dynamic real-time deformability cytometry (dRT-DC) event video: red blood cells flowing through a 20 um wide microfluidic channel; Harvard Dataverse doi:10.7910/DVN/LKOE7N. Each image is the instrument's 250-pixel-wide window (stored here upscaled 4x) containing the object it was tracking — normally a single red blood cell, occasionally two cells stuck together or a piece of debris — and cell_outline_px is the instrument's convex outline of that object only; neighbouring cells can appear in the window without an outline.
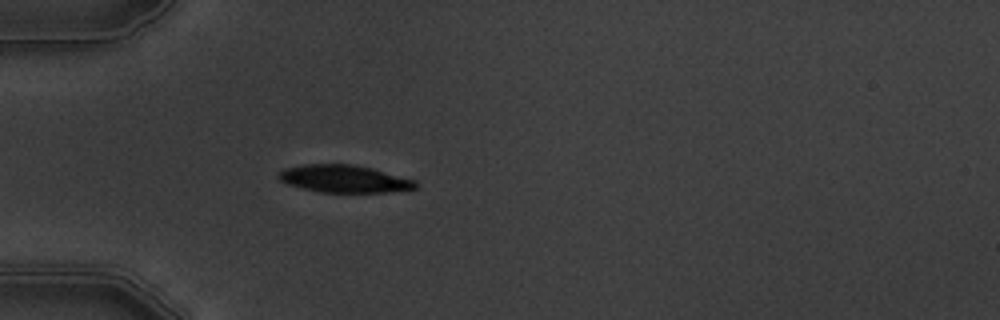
{"species": "common noctule bat (a hibernating species)", "species_latin": "Nyctalus noctula", "temperature_condition": "warm", "stored_images_in_passage": 2, "camera_frame_rate_fps": 3000, "um_per_image_px": 0.085, "animal": {"sex": "male", "body_mass_g": 19.5, "forearm_length_mm": 54.6}, "frame": {"image": 1, "passage_image": 2, "time_ms": 2.333, "image_size_px": [1000, 320], "cell_outline_px": [[416, 188], [388, 192], [320, 192], [288, 184], [280, 180], [276, 176], [284, 168], [304, 164], [352, 164], [372, 168], [416, 180]], "centroid_in_image_um": [29.24, 15.19], "position_along_channel_um": 55.8, "area_um2": 21.79}}